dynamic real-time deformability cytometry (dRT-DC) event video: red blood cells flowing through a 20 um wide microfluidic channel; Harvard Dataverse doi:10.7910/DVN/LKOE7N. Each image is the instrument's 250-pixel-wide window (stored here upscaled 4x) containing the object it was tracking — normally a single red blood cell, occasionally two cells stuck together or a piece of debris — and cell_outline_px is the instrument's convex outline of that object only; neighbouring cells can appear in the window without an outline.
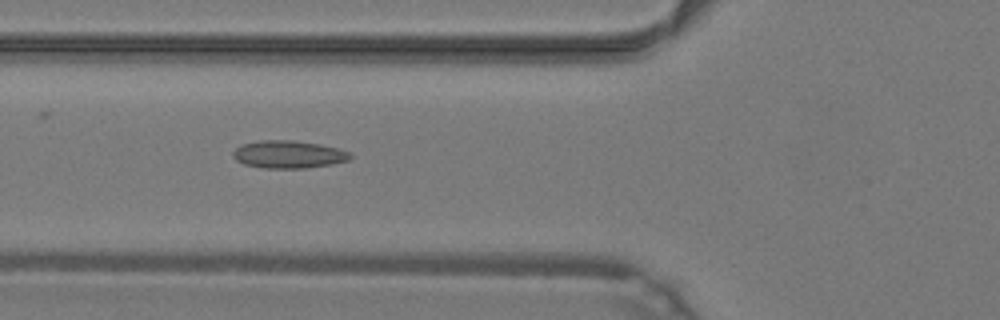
{"species": "common noctule bat (a hibernating species)", "species_latin": "Nyctalus noctula", "temperature_condition": "warm", "stored_images_in_passage": 35, "camera_frame_rate_fps": 3000, "um_per_image_px": 0.085, "animal": {"sex": "male", "body_mass_g": 19.2, "forearm_length_mm": 51.8}, "frame": {"image": 1, "passage_image": 6, "time_ms": 1.667, "image_size_px": [1000, 320], "cell_outline_px": [[352, 156], [348, 160], [332, 164], [308, 168], [264, 168], [244, 164], [236, 160], [232, 156], [232, 152], [240, 144], [260, 140], [292, 140], [320, 144], [336, 148], [348, 152]], "centroid_in_image_um": [24.48, 13.12], "position_along_channel_um": 101.3, "area_um2": 18.9}}
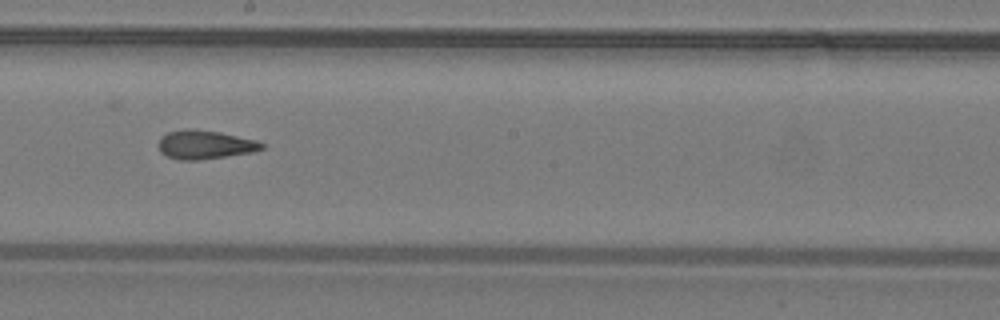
{"frame": {"image": 2, "passage_image": 15, "time_ms": 4.667, "image_size_px": [1000, 320], "cell_outline_px": [[264, 148], [252, 152], [196, 160], [180, 160], [168, 156], [160, 152], [156, 144], [160, 136], [168, 132], [184, 128], [196, 128], [220, 132], [256, 140], [264, 144]], "centroid_in_image_um": [17.35, 12.27], "position_along_channel_um": 230.8, "area_um2": 17.46}}
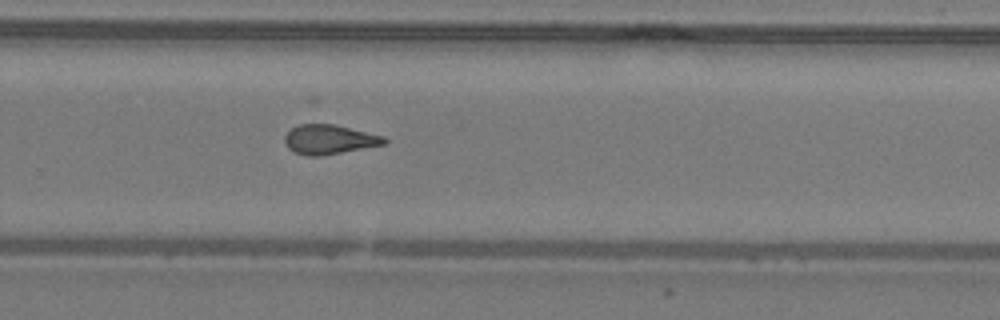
{"frame": {"image": 3, "passage_image": 20, "time_ms": 6.333, "image_size_px": [1000, 320], "cell_outline_px": [[388, 140], [384, 144], [320, 156], [308, 156], [296, 152], [288, 148], [284, 140], [284, 136], [292, 128], [300, 124], [332, 124], [384, 136]], "centroid_in_image_um": [27.97, 11.85], "position_along_channel_um": 301.8, "area_um2": 16.76}, "authors_computed_cell_mechanics": {"area_um2": 17.1666, "velocity_mm_per_s": 4.3065, "shape_relaxation_time_tau1_ms": null, "shape_relaxation_time_tau2_ms": 2.0053, "deformation_change_tau1": null, "deformation_change_tau2": 0.1063}}